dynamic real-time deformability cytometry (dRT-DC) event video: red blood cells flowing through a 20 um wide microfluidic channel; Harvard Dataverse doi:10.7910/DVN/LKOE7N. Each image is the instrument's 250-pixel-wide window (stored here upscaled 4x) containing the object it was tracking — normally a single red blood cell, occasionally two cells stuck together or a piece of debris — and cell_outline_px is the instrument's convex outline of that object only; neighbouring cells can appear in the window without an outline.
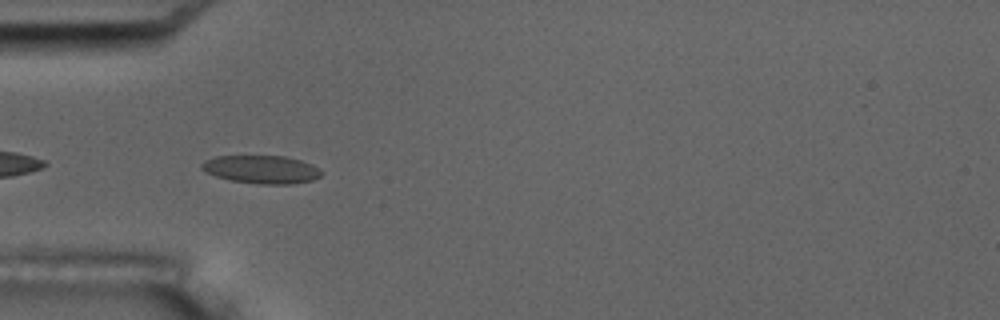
{"species": "common noctule bat (a hibernating species)", "species_latin": "Nyctalus noctula", "temperature_condition": "room temperature", "stored_images_in_passage": 6, "camera_frame_rate_fps": 3000, "um_per_image_px": 0.085, "animal": {"sex": "male", "body_mass_g": 17.5, "forearm_length_mm": 52.3}, "frame": {"image": 1, "passage_image": 5, "time_ms": 4.333, "image_size_px": [1000, 320], "cell_outline_px": [[324, 172], [320, 176], [312, 180], [292, 184], [260, 184], [228, 180], [216, 176], [200, 168], [200, 164], [204, 160], [216, 156], [284, 156], [300, 160], [312, 164]], "centroid_in_image_um": [22.22, 14.4], "position_along_channel_um": 62.8, "area_um2": 19.65}}